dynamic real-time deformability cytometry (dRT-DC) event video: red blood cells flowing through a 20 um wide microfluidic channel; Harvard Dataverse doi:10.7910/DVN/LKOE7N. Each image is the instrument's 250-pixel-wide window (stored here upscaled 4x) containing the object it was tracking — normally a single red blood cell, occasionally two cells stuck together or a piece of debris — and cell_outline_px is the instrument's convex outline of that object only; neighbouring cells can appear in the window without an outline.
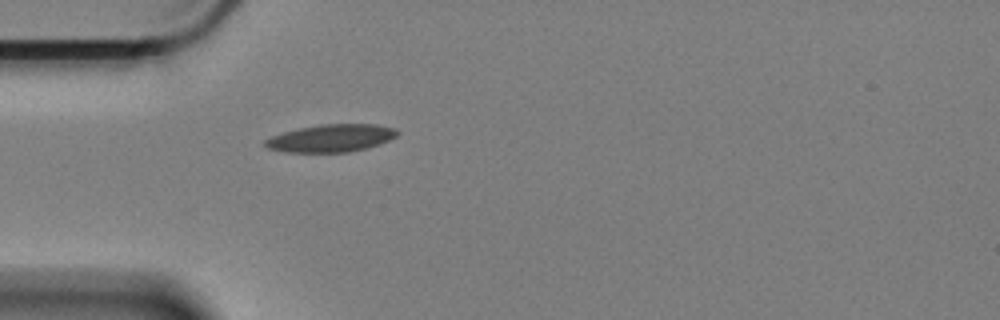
{"species": "Egyptian fruit bat (a non-hibernating species)", "species_latin": "Rousettus aegyptiacus", "temperature_condition": "cold", "stored_images_in_passage": 40, "camera_frame_rate_fps": 3000, "um_per_image_px": 0.085, "animal": {"sex": "female"}, "frame": {"image": 1, "passage_image": 1, "time_ms": 0.0, "image_size_px": [1000, 320], "cell_outline_px": [[400, 132], [396, 136], [380, 144], [348, 152], [284, 152], [268, 148], [264, 144], [264, 140], [272, 136], [284, 132], [300, 128], [320, 124], [376, 124], [396, 128]], "centroid_in_image_um": [28.16, 11.74], "position_along_channel_um": 56.8, "area_um2": 21.15}}
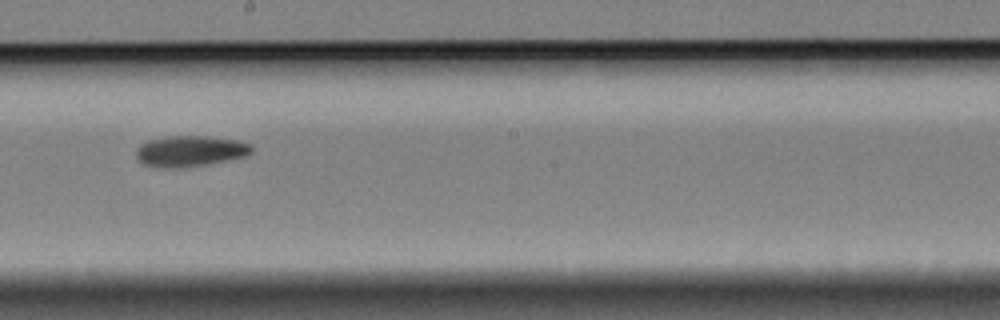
{"frame": {"image": 2, "passage_image": 17, "time_ms": 5.333, "image_size_px": [1000, 320], "cell_outline_px": [[252, 152], [248, 156], [208, 164], [176, 168], [160, 168], [144, 164], [136, 160], [136, 148], [140, 144], [148, 140], [164, 136], [208, 136], [240, 140], [252, 144]], "centroid_in_image_um": [16.16, 12.84], "position_along_channel_um": 232.0, "area_um2": 21.21}}
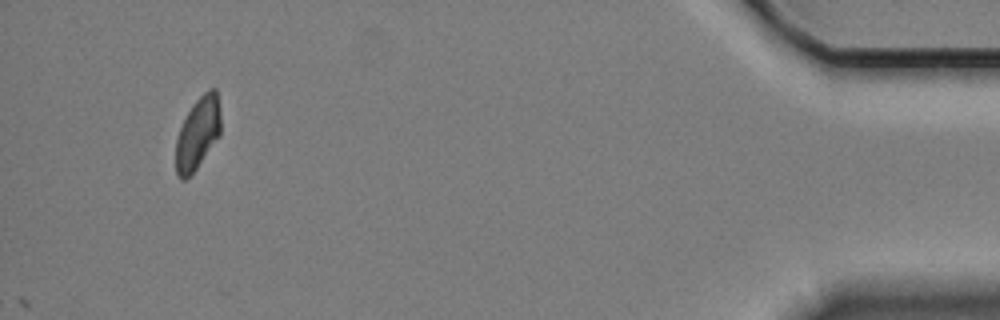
{"frame": {"image": 3, "passage_image": 40, "time_ms": 13.0, "image_size_px": [1000, 320], "cell_outline_px": [[220, 136], [196, 168], [184, 180], [180, 180], [176, 172], [176, 140], [180, 128], [192, 104], [208, 88], [216, 88], [220, 112]], "centroid_in_image_um": [16.82, 11.31], "position_along_channel_um": 418.4, "area_um2": 18.73}}